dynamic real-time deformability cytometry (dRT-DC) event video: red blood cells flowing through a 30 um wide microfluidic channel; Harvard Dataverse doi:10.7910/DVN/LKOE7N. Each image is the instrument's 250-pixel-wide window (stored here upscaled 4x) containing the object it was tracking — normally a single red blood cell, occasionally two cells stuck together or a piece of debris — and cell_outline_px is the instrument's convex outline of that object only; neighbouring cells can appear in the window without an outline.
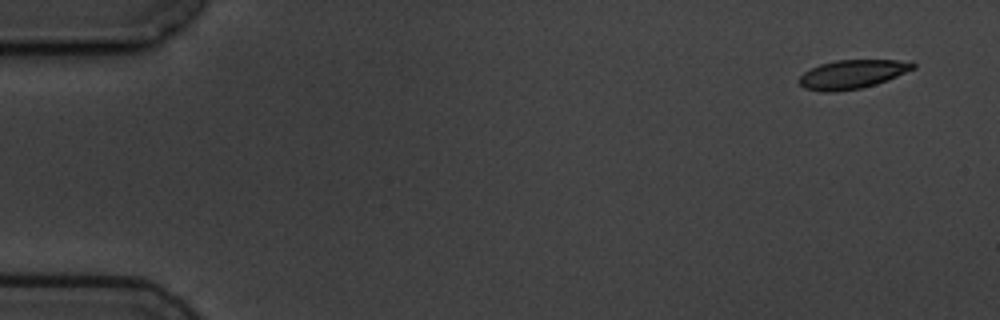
{"species": "common noctule bat (a hibernating species)", "species_latin": "Nyctalus noctula", "temperature_condition": "cold", "stored_images_in_passage": 5, "camera_frame_rate_fps": 3000, "um_per_image_px": 0.085, "animal": {"sex": "male", "body_mass_g": 19.5, "forearm_length_mm": 54.6}, "frame": {"image": 1, "passage_image": 1, "time_ms": 0.0, "image_size_px": [1000, 320], "cell_outline_px": [[916, 68], [888, 80], [876, 84], [860, 88], [836, 92], [824, 92], [804, 88], [800, 84], [800, 76], [804, 72], [820, 64], [836, 60], [896, 60], [916, 64]], "centroid_in_image_um": [72.44, 6.32], "position_along_channel_um": 12.6, "area_um2": 18.96}}
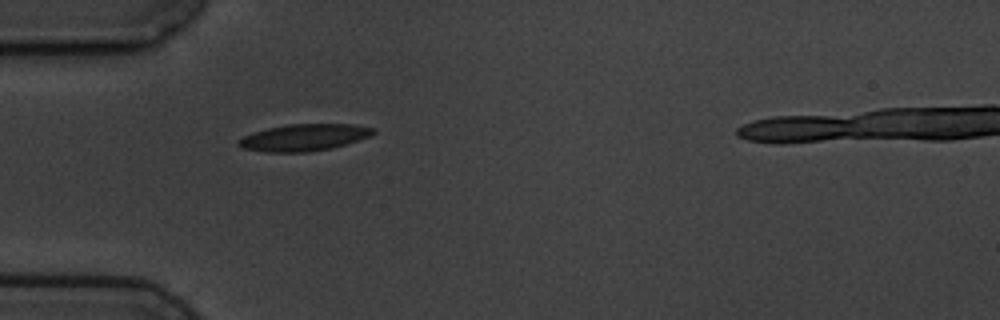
{"frame": {"image": 2, "passage_image": 5, "time_ms": 4.667, "image_size_px": [1000, 320], "cell_outline_px": [[376, 132], [368, 136], [332, 148], [308, 152], [268, 152], [240, 148], [236, 144], [244, 136], [252, 132], [268, 128], [288, 124], [356, 124], [376, 128]], "centroid_in_image_um": [25.82, 11.68], "position_along_channel_um": 59.2, "area_um2": 20.98}}